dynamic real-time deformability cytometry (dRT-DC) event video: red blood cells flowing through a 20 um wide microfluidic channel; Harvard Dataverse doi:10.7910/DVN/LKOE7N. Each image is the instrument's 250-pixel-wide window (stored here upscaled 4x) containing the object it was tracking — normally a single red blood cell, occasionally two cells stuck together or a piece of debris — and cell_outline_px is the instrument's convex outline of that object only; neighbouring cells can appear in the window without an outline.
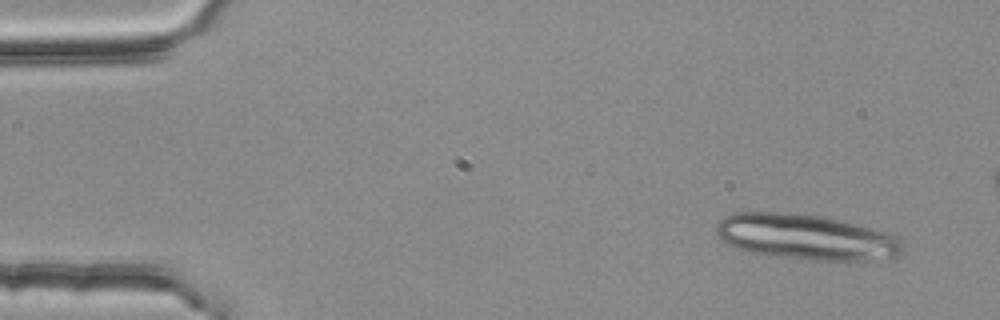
{"species": "common noctule bat (a hibernating species)", "species_latin": "Nyctalus noctula", "temperature_condition": "room temperature", "stored_images_in_passage": 4, "camera_frame_rate_fps": 3000, "um_per_image_px": 0.085, "animal": {"sex": "female", "body_mass_g": 25.1}, "frame": {"image": 1, "passage_image": 1, "time_ms": 0.0, "image_size_px": [1000, 320], "cell_outline_px": [[904, 252], [896, 256], [868, 260], [816, 260], [780, 256], [748, 252], [736, 248], [728, 244], [716, 232], [716, 224], [724, 216], [732, 212], [800, 212], [824, 216], [876, 228], [900, 236], [904, 240]], "centroid_in_image_um": [68.58, 20.12], "position_along_channel_um": 16.4, "area_um2": 50.05}}